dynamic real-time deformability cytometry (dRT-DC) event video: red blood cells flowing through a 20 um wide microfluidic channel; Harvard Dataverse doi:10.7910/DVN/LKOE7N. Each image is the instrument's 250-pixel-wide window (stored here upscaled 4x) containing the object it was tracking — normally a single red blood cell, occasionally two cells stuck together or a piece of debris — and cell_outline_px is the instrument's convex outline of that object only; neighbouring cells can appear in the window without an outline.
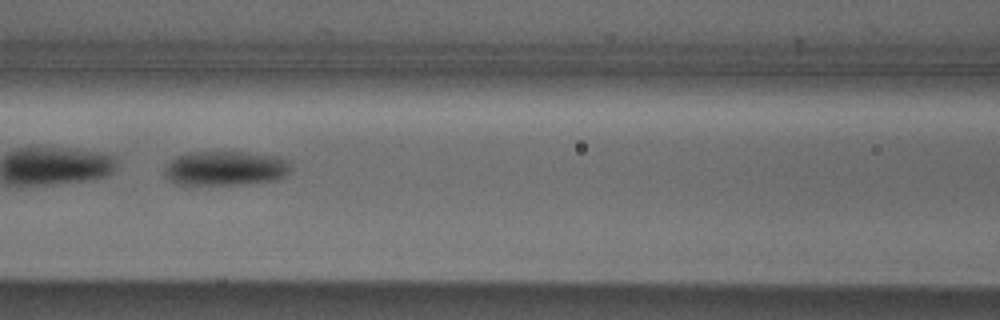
{"species": "Egyptian fruit bat (a non-hibernating species)", "species_latin": "Rousettus aegyptiacus", "temperature_condition": "cold", "stored_images_in_passage": 7, "camera_frame_rate_fps": 3000, "um_per_image_px": 0.085, "animal": {"sex": "male"}, "frame": {"image": 1, "passage_image": 5, "time_ms": 4.667, "image_size_px": [1000, 320], "cell_outline_px": [[288, 172], [284, 176], [276, 180], [244, 184], [176, 184], [168, 180], [164, 176], [164, 172], [168, 164], [176, 156], [188, 152], [244, 152], [276, 156], [284, 160], [288, 164]], "centroid_in_image_um": [19.11, 14.31], "position_along_channel_um": 147.5, "area_um2": 25.09}}
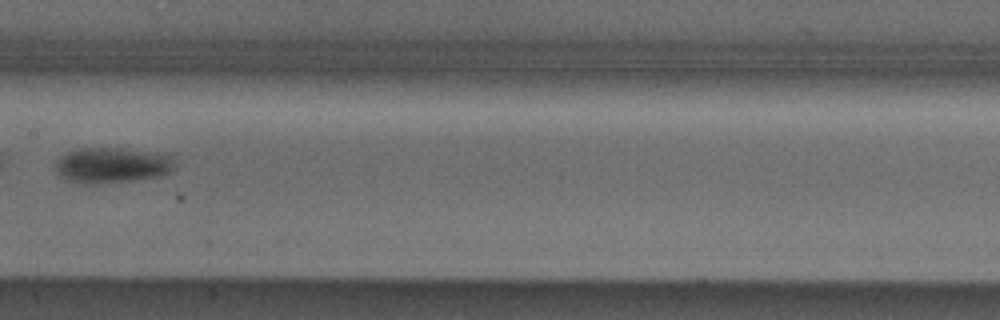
{"frame": {"image": 2, "passage_image": 6, "time_ms": 6.0, "image_size_px": [1000, 320], "cell_outline_px": [[176, 164], [168, 172], [160, 176], [132, 180], [72, 180], [60, 176], [56, 168], [56, 160], [60, 156], [68, 152], [80, 148], [120, 148], [172, 152]], "centroid_in_image_um": [9.68, 13.95], "position_along_channel_um": 197.7, "area_um2": 24.04}}
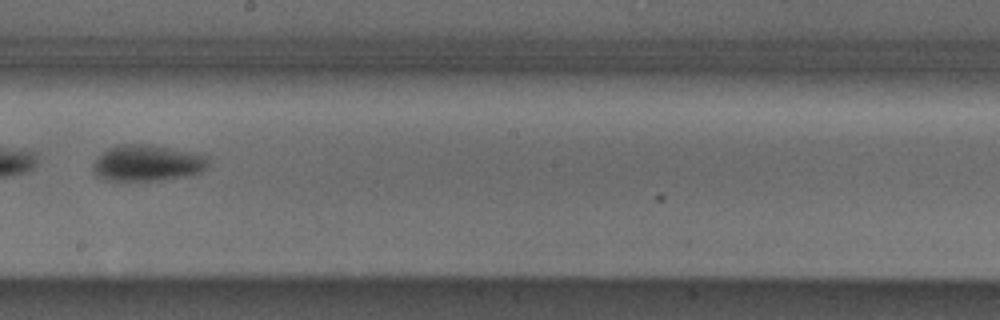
{"frame": {"image": 3, "passage_image": 7, "time_ms": 7.0, "image_size_px": [1000, 320], "cell_outline_px": [[208, 168], [200, 172], [188, 176], [160, 180], [116, 184], [104, 180], [96, 176], [92, 172], [92, 164], [96, 156], [108, 148], [124, 144], [148, 144], [196, 152], [208, 156]], "centroid_in_image_um": [12.46, 13.9], "position_along_channel_um": 235.7, "area_um2": 25.55}}